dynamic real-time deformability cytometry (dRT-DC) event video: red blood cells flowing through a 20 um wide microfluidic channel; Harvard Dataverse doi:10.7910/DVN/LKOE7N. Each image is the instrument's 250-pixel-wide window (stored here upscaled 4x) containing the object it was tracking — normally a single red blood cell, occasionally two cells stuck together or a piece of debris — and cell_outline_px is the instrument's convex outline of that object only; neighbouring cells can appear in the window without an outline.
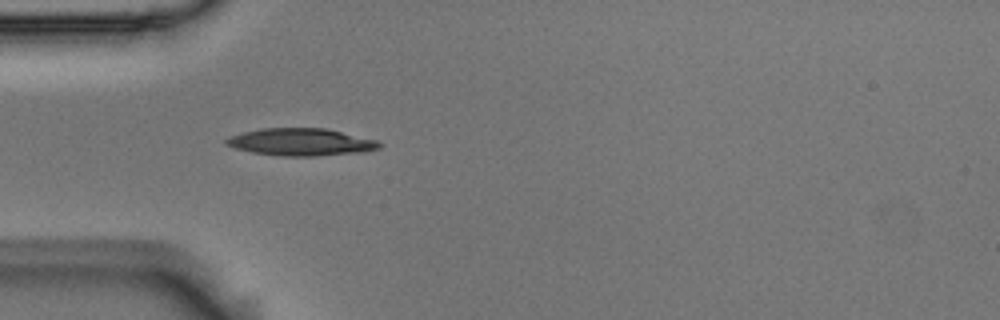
{"species": "Egyptian fruit bat (a non-hibernating species)", "species_latin": "Rousettus aegyptiacus", "temperature_condition": "room temperature", "stored_images_in_passage": 1, "camera_frame_rate_fps": 3000, "um_per_image_px": 0.085, "animal": {"sex": "male"}, "frame": {"image": 1, "passage_image": 1, "time_ms": 0.0, "image_size_px": [1000, 320], "cell_outline_px": [[384, 144], [380, 148], [364, 152], [312, 156], [284, 156], [252, 152], [236, 148], [224, 144], [224, 140], [232, 136], [244, 132], [260, 128], [328, 128], [380, 140]], "centroid_in_image_um": [25.67, 12.06], "position_along_channel_um": 59.3, "area_um2": 24.62}}